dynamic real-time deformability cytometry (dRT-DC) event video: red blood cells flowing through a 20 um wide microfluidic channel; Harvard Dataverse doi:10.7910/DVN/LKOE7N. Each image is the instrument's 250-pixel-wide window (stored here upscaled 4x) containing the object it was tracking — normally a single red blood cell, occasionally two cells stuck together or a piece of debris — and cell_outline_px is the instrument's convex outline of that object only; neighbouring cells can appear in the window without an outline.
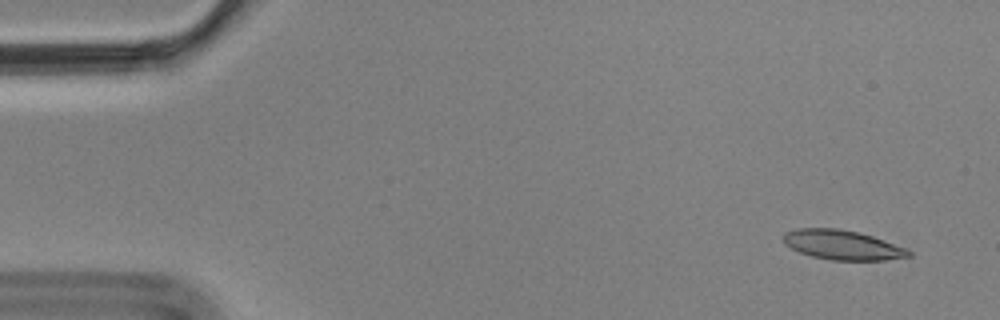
{"species": "Egyptian fruit bat (a non-hibernating species)", "species_latin": "Rousettus aegyptiacus", "temperature_condition": "cold", "stored_images_in_passage": 5, "camera_frame_rate_fps": 3000, "um_per_image_px": 0.085, "animal": {"sex": "male"}, "frame": {"image": 1, "passage_image": 1, "time_ms": 0.0, "image_size_px": [1000, 320], "cell_outline_px": [[912, 256], [884, 260], [832, 260], [812, 256], [800, 252], [784, 244], [784, 232], [796, 228], [840, 228], [872, 236], [904, 248], [912, 252]], "centroid_in_image_um": [71.57, 20.81], "position_along_channel_um": 13.4, "area_um2": 21.39}}
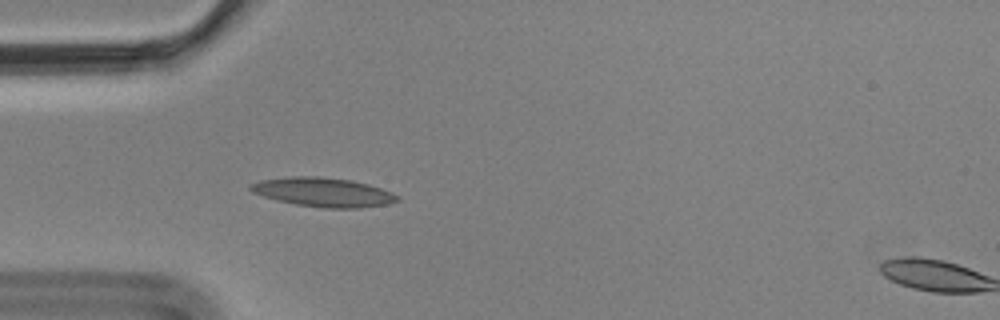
{"frame": {"image": 2, "passage_image": 4, "time_ms": 1.0, "image_size_px": [1000, 320], "cell_outline_px": [[400, 200], [388, 204], [360, 208], [324, 208], [296, 204], [276, 200], [252, 192], [248, 188], [248, 184], [260, 180], [292, 176], [320, 176], [352, 180], [368, 184], [392, 192], [400, 196]], "centroid_in_image_um": [27.48, 16.33], "position_along_channel_um": 57.5, "area_um2": 25.09}}